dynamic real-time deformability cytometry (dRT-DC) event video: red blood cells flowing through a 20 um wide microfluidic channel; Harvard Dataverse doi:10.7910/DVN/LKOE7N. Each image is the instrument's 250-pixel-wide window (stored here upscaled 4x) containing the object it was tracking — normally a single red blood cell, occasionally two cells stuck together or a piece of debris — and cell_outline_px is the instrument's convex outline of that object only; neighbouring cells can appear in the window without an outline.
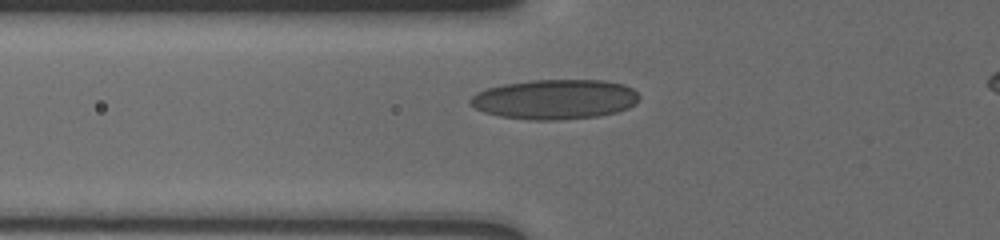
{"species": "human", "species_latin": "Homo sapiens", "temperature_condition": "cold", "stored_images_in_passage": 6, "camera_frame_rate_fps": 3000, "um_per_image_px": 0.085, "donor": {"sex": "male"}, "frame": {"image": 1, "passage_image": 4, "time_ms": 2.667, "image_size_px": [1000, 240], "cell_outline_px": [[640, 96], [636, 104], [628, 108], [616, 112], [600, 116], [556, 120], [532, 120], [500, 116], [484, 112], [468, 104], [468, 100], [476, 92], [488, 88], [504, 84], [532, 80], [604, 80], [624, 84], [632, 88]], "centroid_in_image_um": [47.17, 8.44], "position_along_channel_um": 78.6, "area_um2": 39.36}}
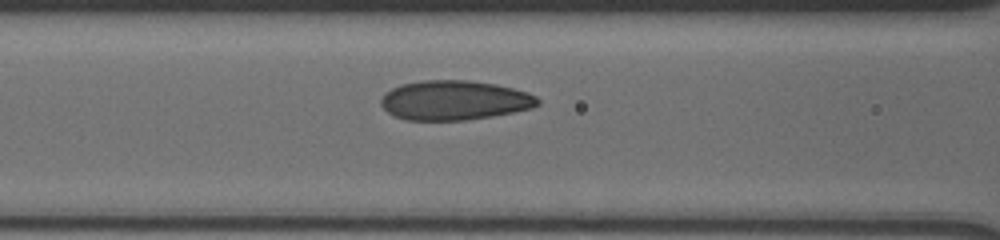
{"frame": {"image": 2, "passage_image": 6, "time_ms": 4.0, "image_size_px": [1000, 240], "cell_outline_px": [[540, 104], [532, 108], [492, 116], [464, 120], [404, 120], [388, 112], [380, 104], [380, 100], [384, 92], [400, 84], [424, 80], [468, 80], [496, 84], [528, 92], [536, 96], [540, 100]], "centroid_in_image_um": [38.61, 8.52], "position_along_channel_um": 128.0, "area_um2": 36.24}}